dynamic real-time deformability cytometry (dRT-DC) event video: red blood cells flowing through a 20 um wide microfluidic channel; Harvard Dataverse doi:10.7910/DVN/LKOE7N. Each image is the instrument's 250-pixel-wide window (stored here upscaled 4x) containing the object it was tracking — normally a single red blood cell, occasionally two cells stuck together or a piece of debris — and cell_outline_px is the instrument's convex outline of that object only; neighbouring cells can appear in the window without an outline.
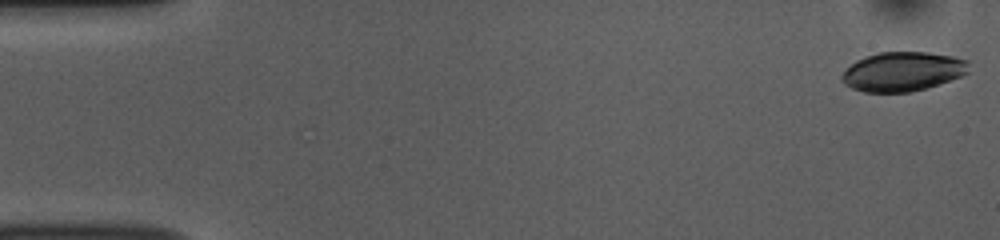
{"species": "common noctule bat (a hibernating species)", "species_latin": "Nyctalus noctula", "temperature_condition": "room temperature", "stored_images_in_passage": 42, "camera_frame_rate_fps": 3000, "um_per_image_px": 0.085, "animal": {"sex": "female", "body_mass_g": 10.0, "forearm_length_mm": 53.1}, "frame": {"image": 1, "passage_image": 1, "time_ms": 0.0, "image_size_px": [1000, 240], "cell_outline_px": [[968, 72], [960, 76], [924, 88], [908, 92], [864, 92], [852, 88], [844, 84], [840, 80], [840, 76], [856, 60], [876, 52], [928, 52], [952, 56], [968, 60]], "centroid_in_image_um": [76.69, 6.07], "position_along_channel_um": 8.3, "area_um2": 28.84}}
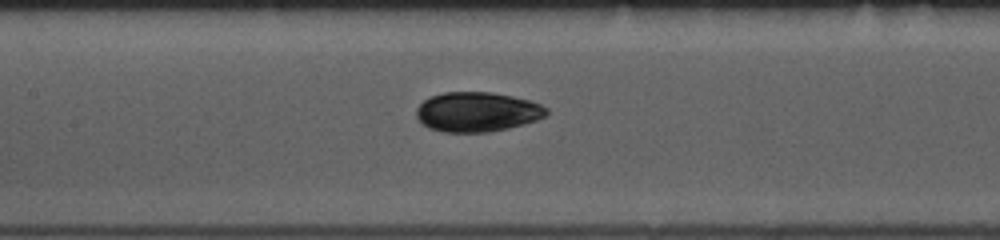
{"frame": {"image": 2, "passage_image": 24, "time_ms": 7.667, "image_size_px": [1000, 240], "cell_outline_px": [[548, 112], [544, 116], [536, 120], [508, 128], [488, 132], [444, 132], [428, 128], [416, 116], [416, 108], [424, 100], [432, 96], [444, 92], [492, 92], [512, 96], [528, 100], [540, 104], [548, 108]], "centroid_in_image_um": [40.55, 9.51], "position_along_channel_um": 166.9, "area_um2": 29.94}}
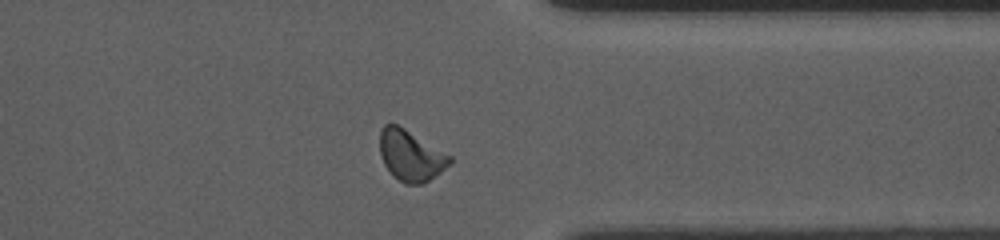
{"frame": {"image": 3, "passage_image": 42, "time_ms": 13.667, "image_size_px": [1000, 240], "cell_outline_px": [[452, 164], [424, 184], [404, 184], [392, 176], [384, 164], [380, 156], [380, 132], [384, 124], [396, 124], [404, 128], [452, 156]], "centroid_in_image_um": [34.92, 13.25], "position_along_channel_um": 376.5, "area_um2": 20.87}, "authors_computed_cell_mechanics": {"area_um2": 29.6803, "velocity_mm_per_s": 3.7798, "shape_relaxation_time_tau1_ms": 2.8602, "shape_relaxation_time_tau2_ms": null, "deformation_change_tau1": 0.0797, "deformation_change_tau2": null}}